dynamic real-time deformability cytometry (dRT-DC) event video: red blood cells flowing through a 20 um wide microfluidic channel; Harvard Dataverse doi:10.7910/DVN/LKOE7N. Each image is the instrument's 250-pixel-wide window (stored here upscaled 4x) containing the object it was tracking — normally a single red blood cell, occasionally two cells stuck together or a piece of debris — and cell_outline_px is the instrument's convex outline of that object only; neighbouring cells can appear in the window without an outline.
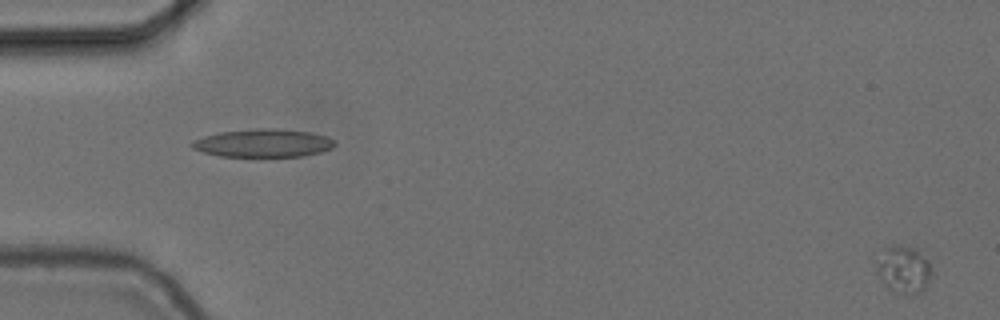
{"species": "common noctule bat (a hibernating species)", "species_latin": "Nyctalus noctula", "temperature_condition": "cold", "stored_images_in_passage": 53, "camera_frame_rate_fps": 3000, "um_per_image_px": 0.085, "animal": {"sex": "female", "body_mass_g": 24.6, "forearm_length_mm": 56.2}, "frame": {"image": 1, "passage_image": 1, "time_ms": 0.0, "image_size_px": [1000, 320], "cell_outline_px": [[936, 272], [924, 288], [920, 292], [912, 296], [904, 296], [888, 288], [880, 280], [876, 272], [872, 256], [872, 252], [884, 248], [916, 248], [928, 260]], "centroid_in_image_um": [76.76, 22.93], "position_along_channel_um": 8.2, "area_um2": 16.13}}
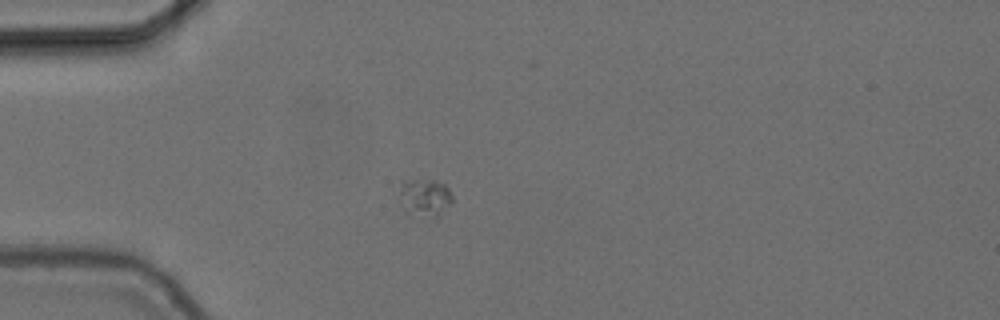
{"frame": {"image": 2, "passage_image": 16, "time_ms": 5.0, "image_size_px": [1000, 320], "cell_outline_px": [[452, 200], [432, 220], [412, 208], [400, 192], [404, 184], [412, 180], [436, 180], [444, 184], [448, 188], [452, 196]], "centroid_in_image_um": [36.28, 16.71], "position_along_channel_um": 48.7, "area_um2": 10.0}}
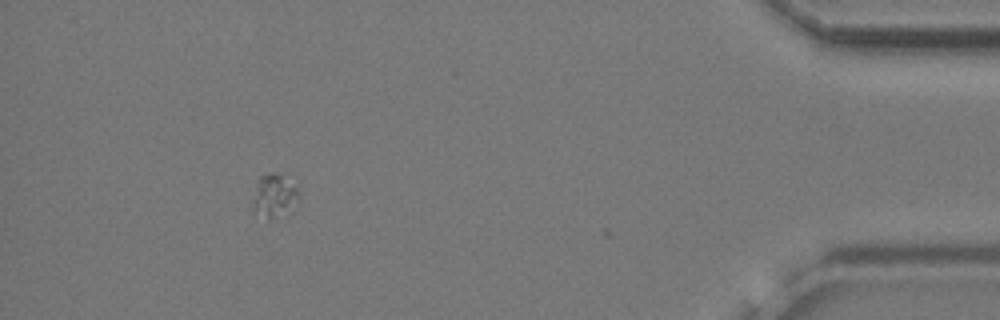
{"frame": {"image": 3, "passage_image": 52, "time_ms": 17.0, "image_size_px": [1000, 320], "cell_outline_px": [[300, 200], [268, 220], [252, 212], [252, 208], [256, 184], [260, 176], [272, 172], [276, 172], [296, 188], [300, 196]], "centroid_in_image_um": [23.24, 16.63], "position_along_channel_um": 412.0, "area_um2": 11.04}}